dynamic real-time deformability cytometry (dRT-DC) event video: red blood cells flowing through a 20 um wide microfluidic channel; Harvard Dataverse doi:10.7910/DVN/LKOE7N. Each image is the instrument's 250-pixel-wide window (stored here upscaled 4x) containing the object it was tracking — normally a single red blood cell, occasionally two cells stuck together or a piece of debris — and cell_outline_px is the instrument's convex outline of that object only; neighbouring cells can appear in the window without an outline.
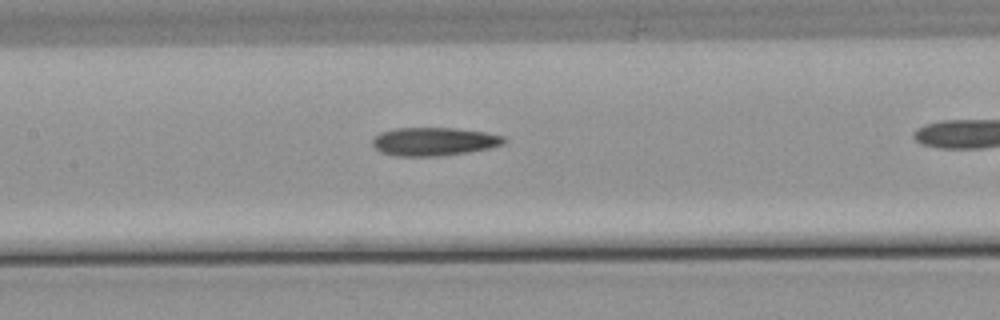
{"species": "common noctule bat (a hibernating species)", "species_latin": "Nyctalus noctula", "temperature_condition": "warm", "stored_images_in_passage": 15, "camera_frame_rate_fps": 3000, "um_per_image_px": 0.085, "animal": {"sex": "male", "body_mass_g": 21.5, "forearm_length_mm": 52.0}, "frame": {"image": 1, "passage_image": 15, "time_ms": 4.667, "image_size_px": [1000, 320], "cell_outline_px": [[508, 140], [504, 144], [488, 148], [468, 152], [440, 156], [396, 156], [380, 152], [372, 144], [372, 140], [380, 132], [396, 128], [456, 128], [488, 132], [504, 136]], "centroid_in_image_um": [36.92, 12.02], "position_along_channel_um": 170.5, "area_um2": 21.85}}